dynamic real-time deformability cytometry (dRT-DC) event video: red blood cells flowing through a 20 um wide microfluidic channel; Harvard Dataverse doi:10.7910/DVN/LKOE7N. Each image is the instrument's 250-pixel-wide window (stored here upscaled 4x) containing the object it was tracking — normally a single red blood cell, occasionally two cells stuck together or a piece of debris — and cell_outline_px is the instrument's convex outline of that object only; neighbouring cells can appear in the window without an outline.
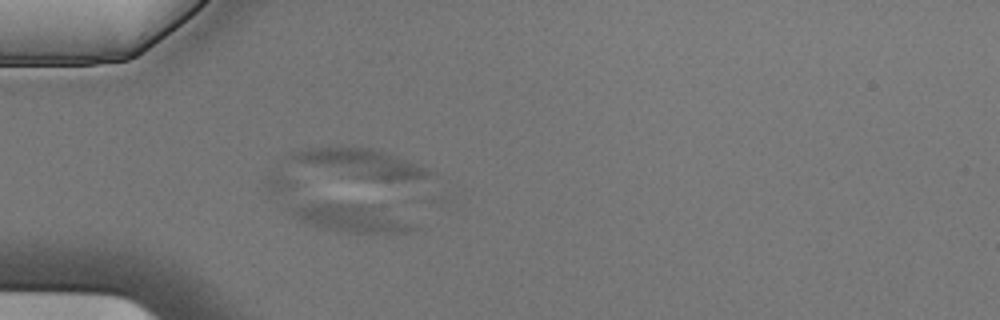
{"species": "Egyptian fruit bat (a non-hibernating species)", "species_latin": "Rousettus aegyptiacus", "temperature_condition": "cold", "stored_images_in_passage": 1, "camera_frame_rate_fps": 3000, "um_per_image_px": 0.085, "animal": {"sex": "male"}, "frame": {"image": 1, "passage_image": 1, "time_ms": 0.0, "image_size_px": [1000, 320], "cell_outline_px": [[424, 228], [416, 232], [336, 232], [308, 224], [300, 220], [292, 212], [288, 204], [372, 204]], "centroid_in_image_um": [29.95, 18.55], "position_along_channel_um": 55.1, "area_um2": 19.88}}